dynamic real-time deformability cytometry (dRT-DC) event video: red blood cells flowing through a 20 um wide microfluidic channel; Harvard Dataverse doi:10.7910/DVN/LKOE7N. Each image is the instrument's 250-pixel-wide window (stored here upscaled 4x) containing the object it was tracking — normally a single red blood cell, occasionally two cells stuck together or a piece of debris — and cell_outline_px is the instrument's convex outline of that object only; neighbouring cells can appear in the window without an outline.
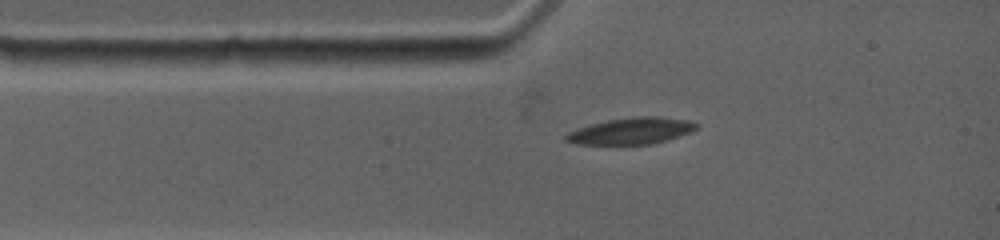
{"species": "common noctule bat (a hibernating species)", "species_latin": "Nyctalus noctula", "temperature_condition": "warm", "stored_images_in_passage": 7, "camera_frame_rate_fps": 4500, "um_per_image_px": 0.085, "animal": {"sex": "female", "body_mass_g": 19.0, "forearm_length_mm": 53.3}, "frame": {"image": 1, "passage_image": 1, "time_ms": 0.0, "image_size_px": [1000, 240], "cell_outline_px": [[700, 128], [692, 132], [652, 144], [576, 144], [564, 140], [564, 136], [568, 132], [592, 124], [608, 120], [632, 116], [656, 116], [688, 120], [700, 124]], "centroid_in_image_um": [53.71, 11.12], "position_along_channel_um": 31.3, "area_um2": 20.17}}
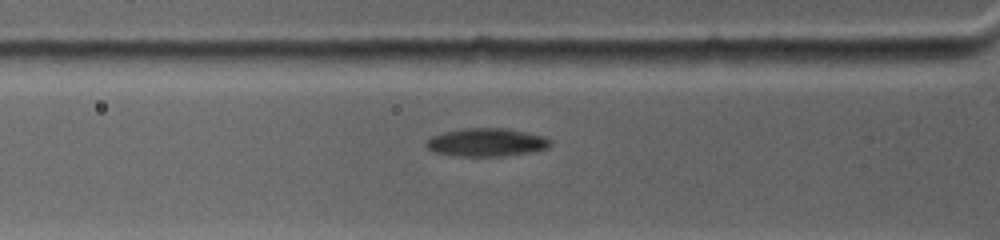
{"frame": {"image": 2, "passage_image": 3, "time_ms": 1.556, "image_size_px": [1000, 240], "cell_outline_px": [[552, 144], [548, 148], [528, 152], [504, 156], [460, 156], [432, 152], [424, 144], [424, 140], [432, 136], [444, 132], [460, 128], [508, 128], [528, 132], [544, 136], [552, 140]], "centroid_in_image_um": [41.34, 12.09], "position_along_channel_um": 84.5, "area_um2": 20.63}}